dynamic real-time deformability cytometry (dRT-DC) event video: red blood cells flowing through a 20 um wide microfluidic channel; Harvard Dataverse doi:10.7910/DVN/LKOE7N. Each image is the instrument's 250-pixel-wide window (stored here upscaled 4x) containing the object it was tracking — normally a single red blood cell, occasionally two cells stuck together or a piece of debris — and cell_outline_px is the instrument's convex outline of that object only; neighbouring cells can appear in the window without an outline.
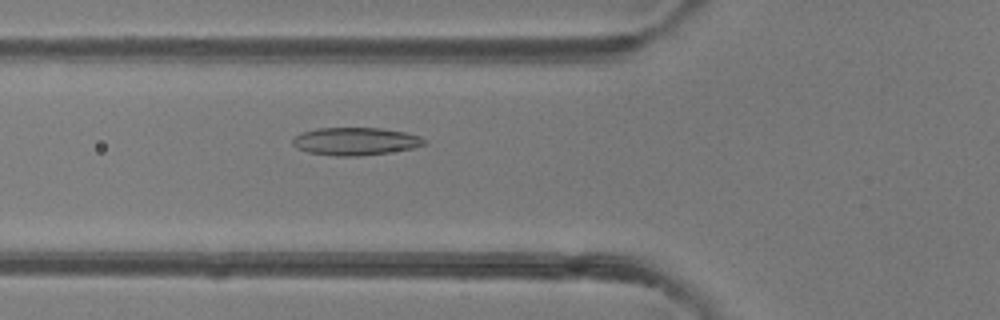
{"species": "common noctule bat (a hibernating species)", "species_latin": "Nyctalus noctula", "temperature_condition": "room temperature", "stored_images_in_passage": 49, "camera_frame_rate_fps": 3000, "um_per_image_px": 0.085, "animal": {"sex": "female"}, "frame": {"image": 1, "passage_image": 18, "time_ms": 5.667, "image_size_px": [1000, 320], "cell_outline_px": [[428, 144], [412, 148], [388, 152], [360, 156], [336, 156], [308, 152], [296, 148], [292, 144], [292, 140], [300, 132], [316, 128], [380, 128], [404, 132], [420, 136]], "centroid_in_image_um": [30.18, 12.01], "position_along_channel_um": 95.6, "area_um2": 21.27}}
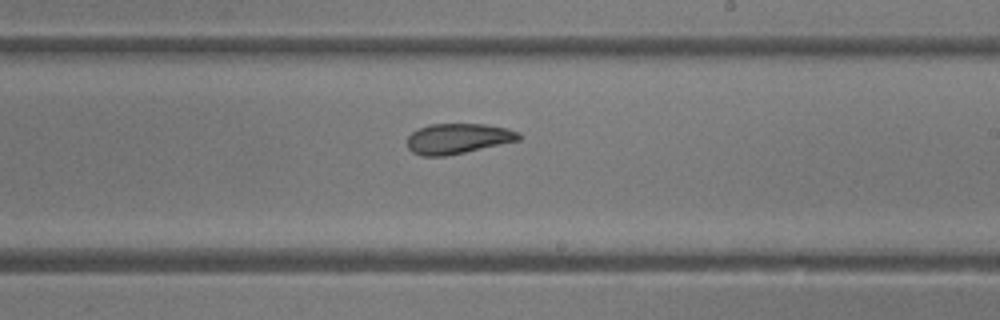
{"frame": {"image": 2, "passage_image": 29, "time_ms": 9.333, "image_size_px": [1000, 320], "cell_outline_px": [[520, 140], [464, 152], [444, 156], [420, 156], [412, 152], [408, 148], [408, 136], [412, 132], [428, 124], [484, 124], [504, 128], [520, 132]], "centroid_in_image_um": [38.9, 11.78], "position_along_channel_um": 250.1, "area_um2": 19.54}}
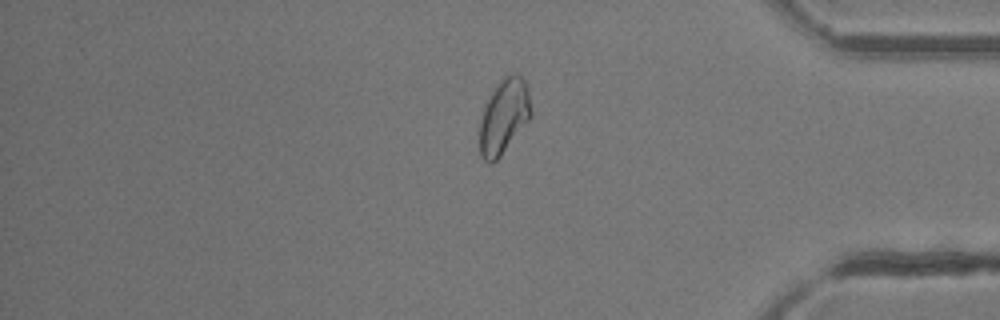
{"frame": {"image": 3, "passage_image": 41, "time_ms": 13.333, "image_size_px": [1000, 320], "cell_outline_px": [[532, 116], [500, 156], [492, 164], [488, 164], [480, 156], [480, 120], [484, 108], [496, 84], [504, 76], [512, 72], [516, 72], [524, 80], [528, 88], [532, 112]], "centroid_in_image_um": [42.84, 9.88], "position_along_channel_um": 392.4, "area_um2": 22.37}, "authors_computed_cell_mechanics": {"area_um2": 22.3108, "velocity_mm_per_s": 4.2002, "shape_relaxation_time_tau1_ms": 5.5939, "shape_relaxation_time_tau2_ms": 2.4825, "deformation_change_tau1": 0.1285, "deformation_change_tau2": 0.0729}}